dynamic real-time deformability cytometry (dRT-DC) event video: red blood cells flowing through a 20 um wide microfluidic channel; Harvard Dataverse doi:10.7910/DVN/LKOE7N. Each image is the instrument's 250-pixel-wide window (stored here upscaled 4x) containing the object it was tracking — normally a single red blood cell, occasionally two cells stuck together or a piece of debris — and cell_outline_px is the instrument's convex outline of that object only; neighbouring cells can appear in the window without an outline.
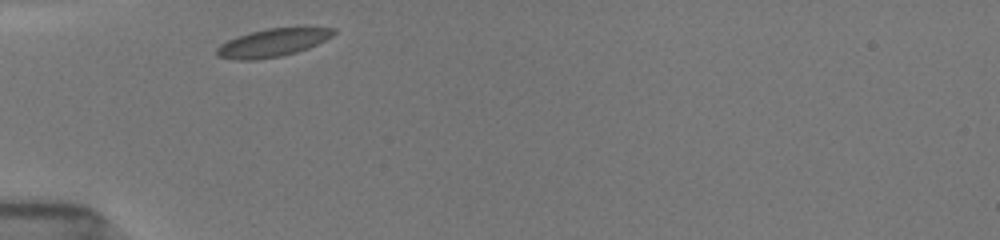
{"species": "common noctule bat (a hibernating species)", "species_latin": "Nyctalus noctula", "temperature_condition": "room temperature", "stored_images_in_passage": 29, "camera_frame_rate_fps": 3000, "um_per_image_px": 0.085, "animal": {"sex": "female", "body_mass_g": 19.5, "forearm_length_mm": 54.1}, "frame": {"image": 1, "passage_image": 1, "time_ms": 0.0, "image_size_px": [1000, 240], "cell_outline_px": [[336, 32], [332, 36], [308, 48], [296, 52], [280, 56], [256, 60], [232, 60], [216, 56], [216, 48], [220, 44], [236, 36], [248, 32], [268, 28], [304, 24], [308, 24], [336, 28]], "centroid_in_image_um": [23.24, 3.57], "position_along_channel_um": 61.8, "area_um2": 20.06}}
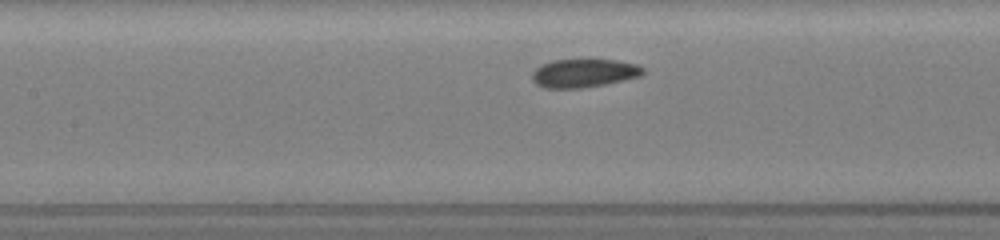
{"frame": {"image": 2, "passage_image": 9, "time_ms": 2.667, "image_size_px": [1000, 240], "cell_outline_px": [[644, 72], [640, 76], [624, 80], [604, 84], [580, 88], [544, 88], [536, 84], [532, 80], [532, 72], [540, 64], [552, 60], [580, 56], [588, 56], [616, 60], [636, 64], [644, 68]], "centroid_in_image_um": [49.6, 6.15], "position_along_channel_um": 157.8, "area_um2": 19.36}}
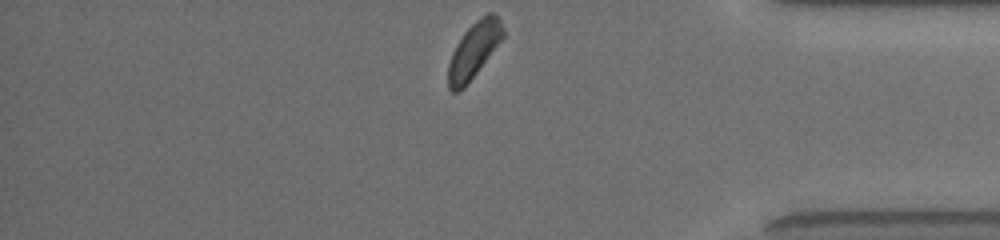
{"frame": {"image": 3, "passage_image": 29, "time_ms": 9.333, "image_size_px": [1000, 240], "cell_outline_px": [[504, 36], [464, 88], [460, 92], [452, 92], [448, 88], [448, 64], [452, 52], [456, 44], [464, 32], [480, 16], [488, 12], [492, 12], [500, 20], [504, 28]], "centroid_in_image_um": [40.26, 4.26], "position_along_channel_um": 394.9, "area_um2": 17.63}, "authors_computed_cell_mechanics": {"area_um2": 18.9584, "velocity_mm_per_s": 3.8558, "shape_relaxation_time_tau1_ms": 1.0453, "shape_relaxation_time_tau2_ms": null, "deformation_change_tau1": 0.0775, "deformation_change_tau2": null}}